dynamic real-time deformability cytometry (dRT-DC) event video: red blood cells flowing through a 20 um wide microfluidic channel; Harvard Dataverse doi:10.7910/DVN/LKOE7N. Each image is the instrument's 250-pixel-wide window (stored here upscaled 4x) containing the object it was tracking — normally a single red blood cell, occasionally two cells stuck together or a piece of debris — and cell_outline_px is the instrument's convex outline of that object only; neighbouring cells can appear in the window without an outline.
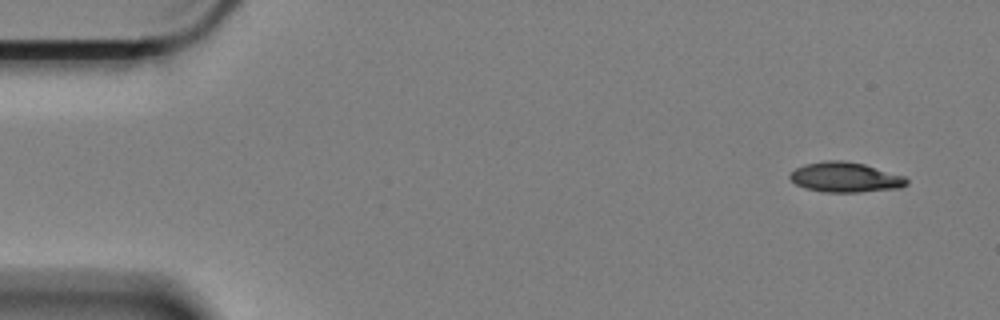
{"species": "Egyptian fruit bat (a non-hibernating species)", "species_latin": "Rousettus aegyptiacus", "temperature_condition": "cold", "stored_images_in_passage": 58, "camera_frame_rate_fps": 3000, "um_per_image_px": 0.085, "animal": {"sex": "female"}, "frame": {"image": 1, "passage_image": 1, "time_ms": 0.0, "image_size_px": [1000, 320], "cell_outline_px": [[908, 184], [900, 188], [860, 192], [824, 192], [804, 188], [796, 184], [788, 176], [796, 168], [804, 164], [824, 160], [844, 160], [864, 164], [904, 176], [908, 180]], "centroid_in_image_um": [71.84, 15.06], "position_along_channel_um": 13.2, "area_um2": 20.46}}
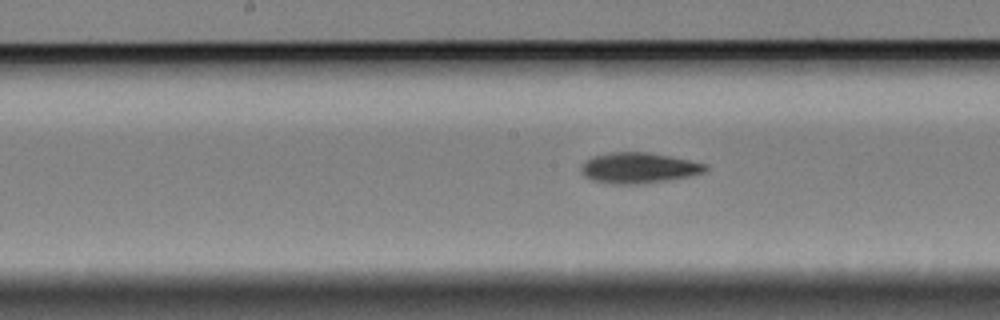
{"frame": {"image": 2, "passage_image": 27, "time_ms": 8.667, "image_size_px": [1000, 320], "cell_outline_px": [[708, 168], [704, 172], [688, 176], [640, 184], [612, 184], [592, 180], [584, 176], [580, 168], [584, 160], [592, 156], [608, 152], [648, 152], [708, 164]], "centroid_in_image_um": [54.23, 14.26], "position_along_channel_um": 194.0, "area_um2": 22.14}}
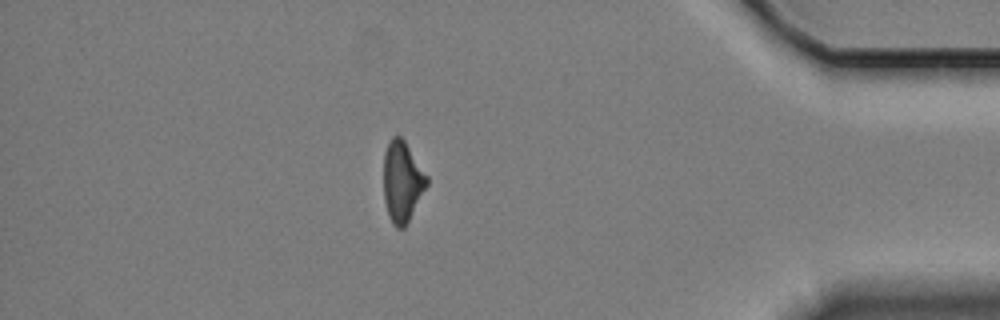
{"frame": {"image": 3, "passage_image": 49, "time_ms": 16.0, "image_size_px": [1000, 320], "cell_outline_px": [[428, 184], [404, 228], [396, 228], [392, 224], [388, 216], [384, 200], [384, 152], [392, 136], [400, 136], [404, 140], [428, 176]], "centroid_in_image_um": [34.18, 15.44], "position_along_channel_um": 401.0, "area_um2": 20.23}, "authors_computed_cell_mechanics": {"area_um2": 21.1548, "velocity_mm_per_s": 3.3438, "shape_relaxation_time_tau1_ms": 4.8508, "shape_relaxation_time_tau2_ms": 5.9557, "deformation_change_tau1": 0.1293, "deformation_change_tau2": 0.1114}}